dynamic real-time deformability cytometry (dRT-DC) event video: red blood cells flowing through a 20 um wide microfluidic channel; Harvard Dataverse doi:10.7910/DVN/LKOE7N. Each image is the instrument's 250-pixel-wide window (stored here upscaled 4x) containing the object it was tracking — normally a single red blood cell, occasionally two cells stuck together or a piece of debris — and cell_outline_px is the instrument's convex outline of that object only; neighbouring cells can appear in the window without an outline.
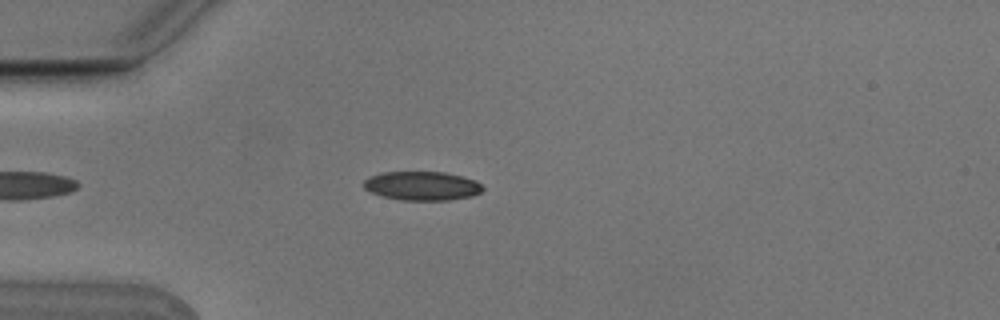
{"species": "Egyptian fruit bat (a non-hibernating species)", "species_latin": "Rousettus aegyptiacus", "temperature_condition": "cold", "stored_images_in_passage": 4, "camera_frame_rate_fps": 3000, "um_per_image_px": 0.085, "animal": {"sex": "male"}, "frame": {"image": 1, "passage_image": 4, "time_ms": 1.0, "image_size_px": [1000, 320], "cell_outline_px": [[484, 188], [480, 192], [472, 196], [448, 200], [400, 200], [384, 196], [372, 192], [364, 188], [364, 180], [380, 172], [444, 172], [476, 180]], "centroid_in_image_um": [35.89, 15.8], "position_along_channel_um": 49.1, "area_um2": 19.88}}